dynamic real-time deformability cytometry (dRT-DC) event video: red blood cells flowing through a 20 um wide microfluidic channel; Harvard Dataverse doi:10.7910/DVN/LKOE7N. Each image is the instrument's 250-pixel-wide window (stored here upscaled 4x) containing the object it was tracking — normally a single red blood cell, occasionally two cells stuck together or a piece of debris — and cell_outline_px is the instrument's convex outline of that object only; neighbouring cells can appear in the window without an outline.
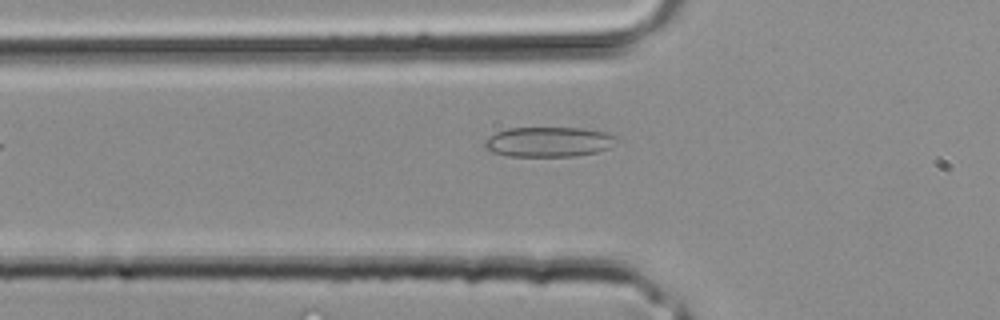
{"species": "common noctule bat (a hibernating species)", "species_latin": "Nyctalus noctula", "temperature_condition": "room temperature", "stored_images_in_passage": 5, "camera_frame_rate_fps": 3000, "um_per_image_px": 0.085, "animal": {"sex": "male", "body_mass_g": 20.4}, "frame": {"image": 1, "passage_image": 5, "time_ms": 1.333, "image_size_px": [1000, 320], "cell_outline_px": [[620, 140], [608, 148], [596, 152], [572, 156], [508, 156], [492, 152], [484, 148], [484, 140], [488, 136], [496, 132], [508, 128], [584, 128], [608, 132], [620, 136]], "centroid_in_image_um": [46.67, 12.05], "position_along_channel_um": 79.1, "area_um2": 23.35}}